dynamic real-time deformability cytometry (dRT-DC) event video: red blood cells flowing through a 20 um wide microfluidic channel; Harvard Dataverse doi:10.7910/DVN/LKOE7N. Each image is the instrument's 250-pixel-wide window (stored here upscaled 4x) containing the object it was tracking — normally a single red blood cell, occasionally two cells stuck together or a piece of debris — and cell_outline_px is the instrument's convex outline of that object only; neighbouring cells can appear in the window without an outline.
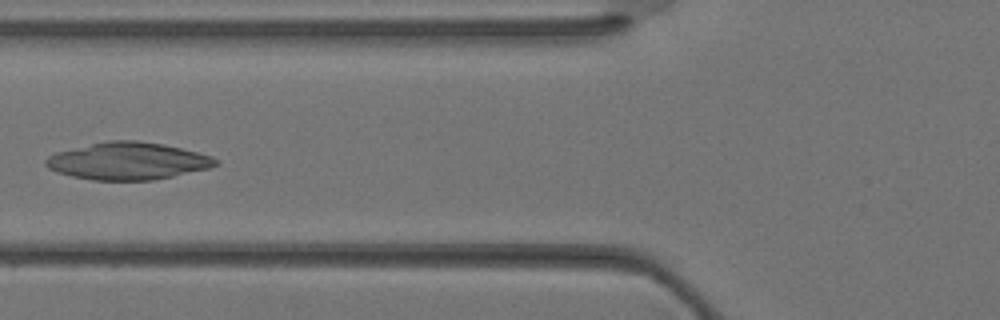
{"species": "Egyptian fruit bat (a non-hibernating species)", "species_latin": "Rousettus aegyptiacus", "temperature_condition": "warm", "stored_images_in_passage": 30, "camera_frame_rate_fps": 3000, "um_per_image_px": 0.085, "animal": {"sex": "female"}, "frame": {"image": 1, "passage_image": 10, "time_ms": 3.0, "image_size_px": [1000, 320], "cell_outline_px": [[220, 164], [208, 168], [172, 176], [152, 180], [92, 180], [72, 176], [56, 172], [48, 168], [44, 164], [44, 160], [48, 156], [56, 152], [108, 140], [136, 140], [164, 144], [212, 156], [220, 160]], "centroid_in_image_um": [10.86, 13.68], "position_along_channel_um": 114.9, "area_um2": 36.82}}
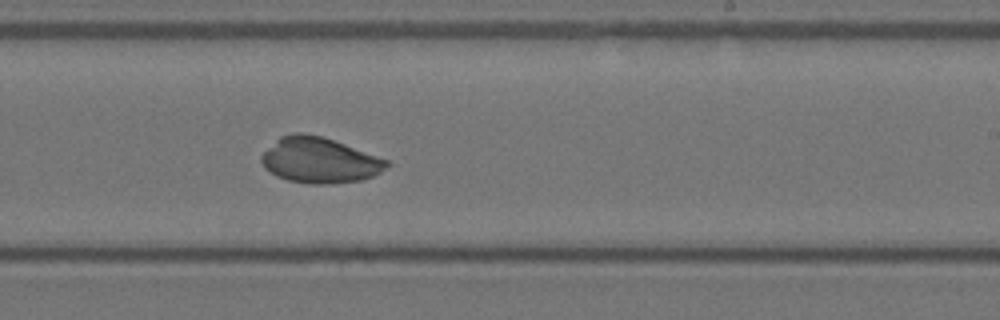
{"frame": {"image": 2, "passage_image": 18, "time_ms": 5.667, "image_size_px": [1000, 320], "cell_outline_px": [[392, 164], [380, 172], [372, 176], [360, 180], [328, 184], [308, 184], [288, 180], [276, 176], [264, 168], [260, 160], [260, 156], [280, 136], [292, 132], [300, 132], [324, 136], [388, 160]], "centroid_in_image_um": [27.14, 13.61], "position_along_channel_um": 261.9, "area_um2": 33.41}}
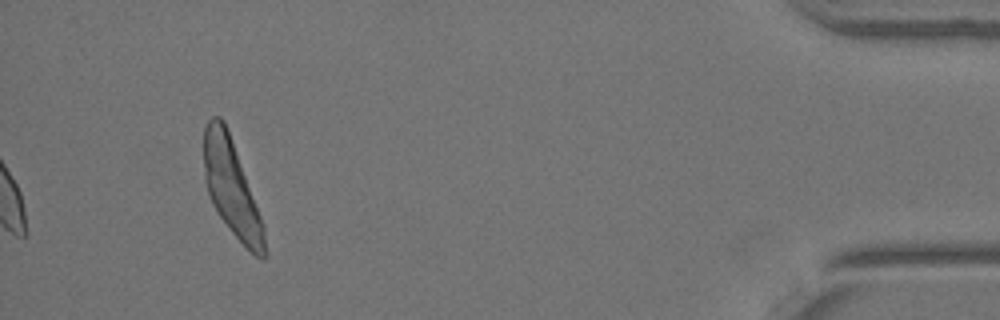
{"frame": {"image": 3, "passage_image": 30, "time_ms": 9.667, "image_size_px": [1000, 320], "cell_outline_px": [[264, 260], [256, 256], [228, 228], [216, 212], [208, 196], [204, 180], [204, 128], [208, 120], [212, 116], [220, 116], [224, 120], [264, 224]], "centroid_in_image_um": [19.64, 15.93], "position_along_channel_um": 415.6, "area_um2": 33.35}}